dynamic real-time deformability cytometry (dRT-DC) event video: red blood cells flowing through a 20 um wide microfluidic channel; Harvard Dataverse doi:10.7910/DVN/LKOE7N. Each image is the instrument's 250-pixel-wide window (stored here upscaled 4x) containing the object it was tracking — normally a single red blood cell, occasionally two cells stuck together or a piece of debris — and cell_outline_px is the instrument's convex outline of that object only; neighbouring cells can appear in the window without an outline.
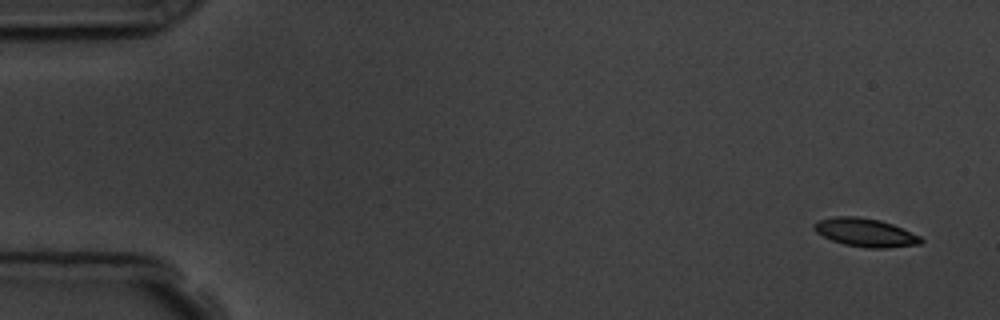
{"species": "common noctule bat (a hibernating species)", "species_latin": "Nyctalus noctula", "temperature_condition": "room temperature", "stored_images_in_passage": 8, "camera_frame_rate_fps": 3000, "um_per_image_px": 0.085, "animal": {"sex": "male", "body_mass_g": 19.5, "forearm_length_mm": 54.6}, "frame": {"image": 1, "passage_image": 1, "time_ms": 0.0, "image_size_px": [1000, 320], "cell_outline_px": [[924, 240], [920, 244], [888, 248], [868, 248], [844, 244], [832, 240], [816, 232], [812, 228], [812, 224], [816, 220], [836, 216], [856, 216], [880, 220], [892, 224], [920, 236]], "centroid_in_image_um": [73.53, 19.76], "position_along_channel_um": 11.5, "area_um2": 17.69}}
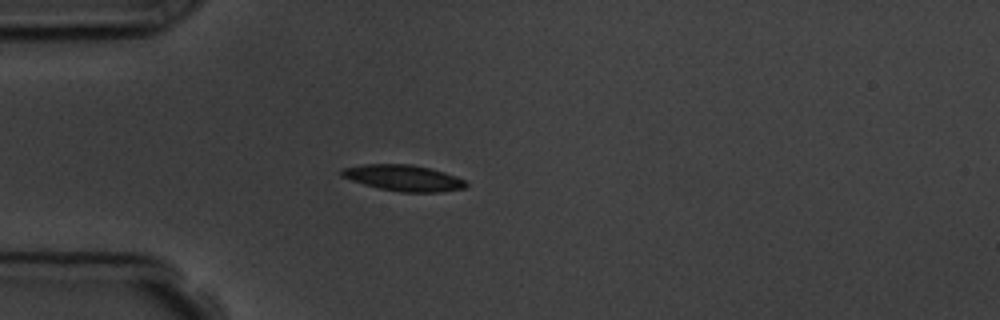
{"frame": {"image": 2, "passage_image": 4, "time_ms": 4.333, "image_size_px": [1000, 320], "cell_outline_px": [[468, 184], [464, 188], [440, 192], [400, 192], [380, 188], [364, 184], [340, 176], [340, 168], [364, 164], [408, 164], [428, 168], [444, 172], [456, 176], [464, 180]], "centroid_in_image_um": [34.27, 15.12], "position_along_channel_um": 50.7, "area_um2": 18.79}}